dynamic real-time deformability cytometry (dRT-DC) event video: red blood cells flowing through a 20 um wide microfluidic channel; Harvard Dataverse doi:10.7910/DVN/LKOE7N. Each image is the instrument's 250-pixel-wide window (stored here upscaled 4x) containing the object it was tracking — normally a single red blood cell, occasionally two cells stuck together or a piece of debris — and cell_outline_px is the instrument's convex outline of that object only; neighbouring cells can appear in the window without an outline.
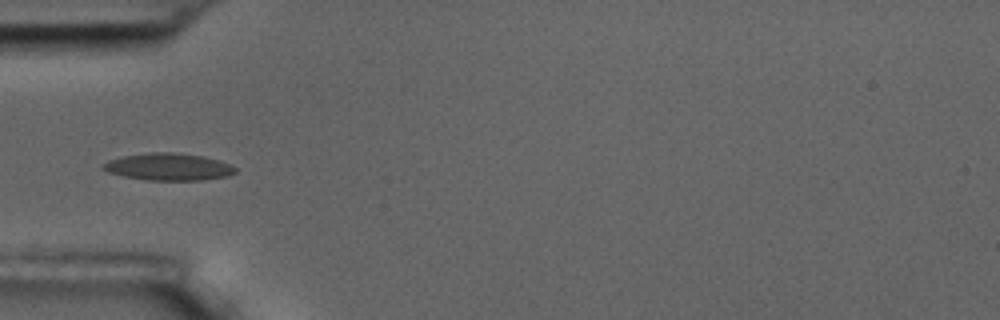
{"species": "common noctule bat (a hibernating species)", "species_latin": "Nyctalus noctula", "temperature_condition": "room temperature", "stored_images_in_passage": 11, "camera_frame_rate_fps": 3000, "um_per_image_px": 0.085, "animal": {"sex": "male", "body_mass_g": 17.5, "forearm_length_mm": 52.3}, "frame": {"image": 1, "passage_image": 5, "time_ms": 1.333, "image_size_px": [1000, 320], "cell_outline_px": [[236, 172], [228, 176], [204, 180], [148, 180], [124, 176], [108, 172], [100, 168], [100, 164], [108, 160], [120, 156], [148, 152], [172, 152], [204, 156], [228, 164], [236, 168]], "centroid_in_image_um": [14.26, 14.17], "position_along_channel_um": 70.7, "area_um2": 21.04}}
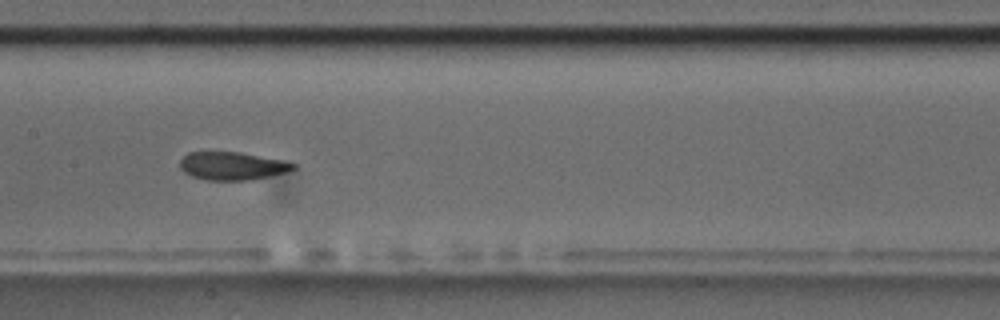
{"frame": {"image": 2, "passage_image": 8, "time_ms": 2.333, "image_size_px": [1000, 320], "cell_outline_px": [[296, 168], [288, 172], [252, 180], [208, 180], [192, 176], [184, 172], [180, 168], [180, 160], [188, 152], [240, 152], [280, 160], [296, 164]], "centroid_in_image_um": [19.74, 14.11], "position_along_channel_um": 187.7, "area_um2": 18.44}}
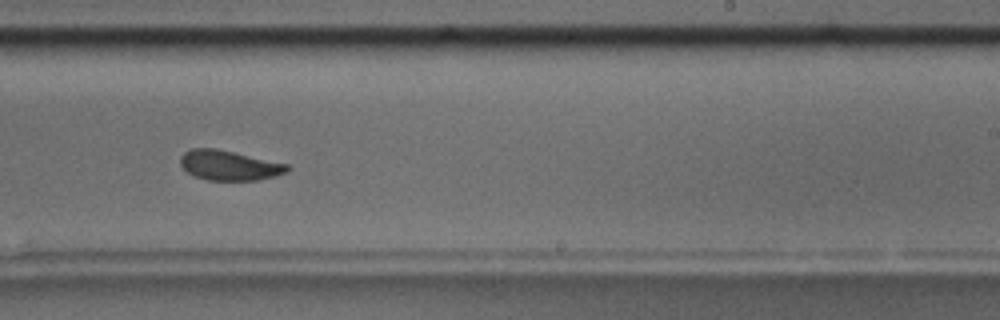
{"frame": {"image": 3, "passage_image": 10, "time_ms": 3.0, "image_size_px": [1000, 320], "cell_outline_px": [[292, 168], [288, 172], [276, 176], [260, 180], [208, 180], [196, 176], [188, 172], [180, 164], [180, 156], [184, 152], [192, 148], [216, 148], [288, 164]], "centroid_in_image_um": [19.52, 14.05], "position_along_channel_um": 269.5, "area_um2": 18.67}}